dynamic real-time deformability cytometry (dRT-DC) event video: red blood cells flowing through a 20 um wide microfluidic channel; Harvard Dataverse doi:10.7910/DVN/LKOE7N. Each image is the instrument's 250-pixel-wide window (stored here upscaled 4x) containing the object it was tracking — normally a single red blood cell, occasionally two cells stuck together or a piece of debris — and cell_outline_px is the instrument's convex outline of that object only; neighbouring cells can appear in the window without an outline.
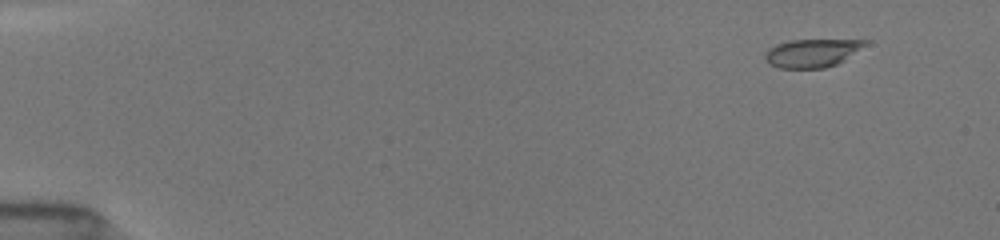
{"species": "common noctule bat (a hibernating species)", "species_latin": "Nyctalus noctula", "temperature_condition": "room temperature", "stored_images_in_passage": 23, "camera_frame_rate_fps": 3000, "um_per_image_px": 0.085, "animal": {"sex": "female", "body_mass_g": 19.5, "forearm_length_mm": 54.1}, "frame": {"image": 1, "passage_image": 4, "time_ms": 1.333, "image_size_px": [1000, 240], "cell_outline_px": [[868, 40], [864, 44], [836, 64], [824, 68], [780, 68], [768, 64], [764, 56], [764, 52], [768, 48], [776, 44], [788, 40]], "centroid_in_image_um": [68.88, 4.51], "position_along_channel_um": 16.1, "area_um2": 16.07}}
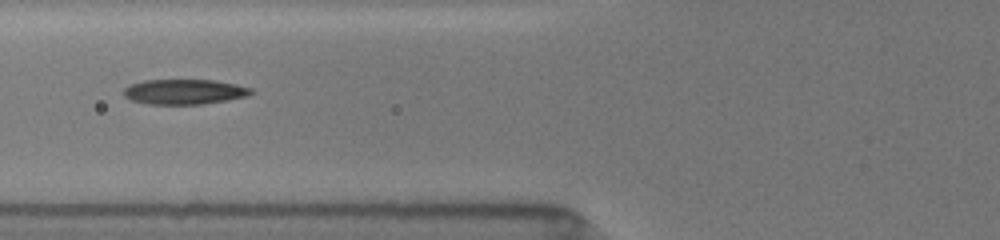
{"frame": {"image": 2, "passage_image": 20, "time_ms": 7.0, "image_size_px": [1000, 240], "cell_outline_px": [[256, 92], [248, 96], [228, 100], [204, 104], [148, 104], [132, 100], [124, 96], [124, 88], [128, 84], [144, 80], [216, 80], [236, 84], [252, 88]], "centroid_in_image_um": [15.7, 7.79], "position_along_channel_um": 110.1, "area_um2": 18.84}}
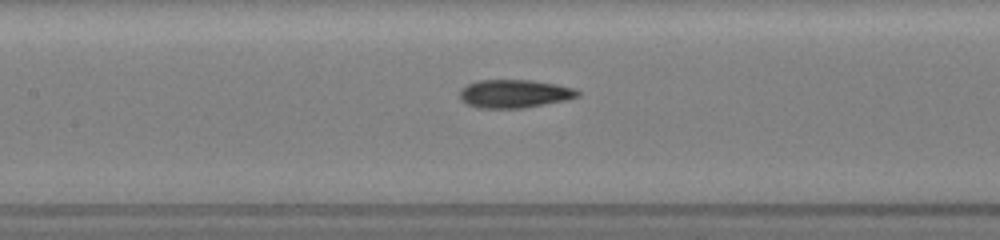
{"frame": {"image": 3, "passage_image": 23, "time_ms": 8.333, "image_size_px": [1000, 240], "cell_outline_px": [[580, 96], [564, 100], [524, 108], [476, 108], [460, 100], [460, 88], [476, 80], [532, 80], [556, 84], [576, 88], [580, 92]], "centroid_in_image_um": [43.71, 7.96], "position_along_channel_um": 163.7, "area_um2": 19.54}}